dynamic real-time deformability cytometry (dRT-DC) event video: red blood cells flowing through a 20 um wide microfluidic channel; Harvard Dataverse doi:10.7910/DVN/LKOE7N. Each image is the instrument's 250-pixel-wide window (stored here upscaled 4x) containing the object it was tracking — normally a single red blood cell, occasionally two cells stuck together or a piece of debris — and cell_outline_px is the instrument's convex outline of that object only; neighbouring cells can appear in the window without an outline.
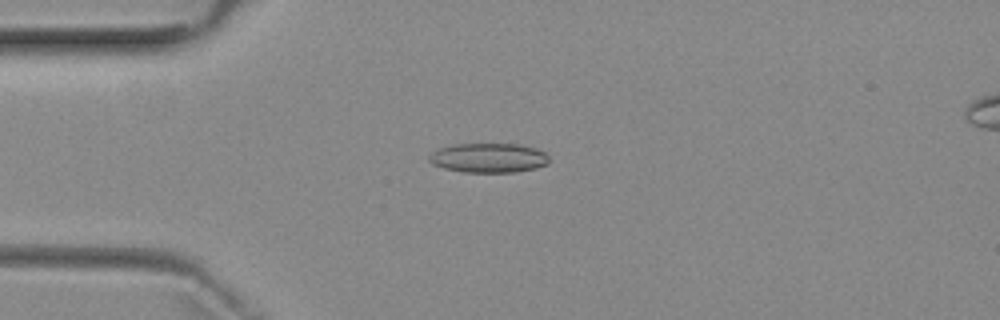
{"species": "common noctule bat (a hibernating species)", "species_latin": "Nyctalus noctula", "temperature_condition": "room temperature", "stored_images_in_passage": 5, "camera_frame_rate_fps": 3000, "um_per_image_px": 0.085, "animal": {"sex": "female", "body_mass_g": 29.2, "forearm_length_mm": 56.3}, "frame": {"image": 1, "passage_image": 1, "time_ms": 0.0, "image_size_px": [1000, 320], "cell_outline_px": [[548, 164], [536, 168], [512, 172], [464, 172], [444, 168], [432, 164], [428, 160], [428, 156], [432, 152], [440, 148], [452, 144], [520, 144], [536, 148], [544, 152], [548, 156]], "centroid_in_image_um": [41.52, 13.41], "position_along_channel_um": 43.5, "area_um2": 20.63}}
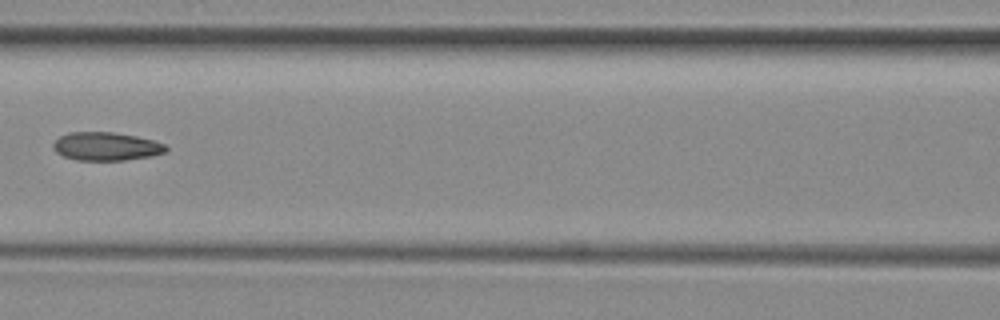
{"frame": {"image": 2, "passage_image": 4, "time_ms": 3.333, "image_size_px": [1000, 320], "cell_outline_px": [[168, 152], [152, 156], [124, 160], [76, 160], [64, 156], [56, 152], [52, 148], [52, 144], [60, 136], [68, 132], [112, 132], [136, 136], [152, 140], [164, 144], [168, 148]], "centroid_in_image_um": [9.02, 12.44], "position_along_channel_um": 157.6, "area_um2": 18.67}}
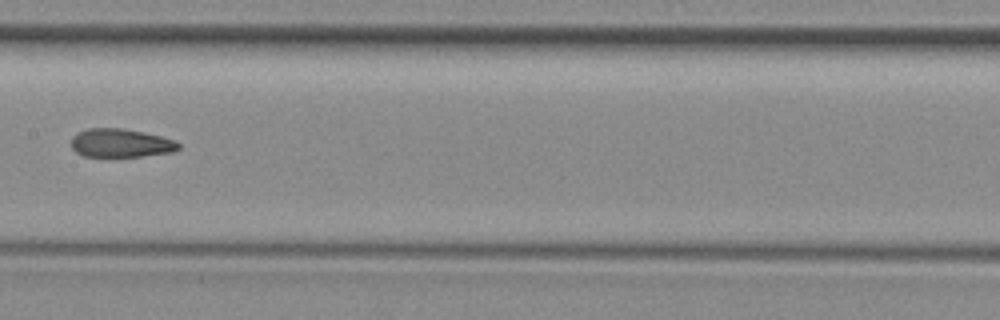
{"frame": {"image": 3, "passage_image": 5, "time_ms": 4.333, "image_size_px": [1000, 320], "cell_outline_px": [[180, 148], [172, 152], [144, 156], [84, 156], [76, 152], [72, 148], [72, 136], [88, 128], [124, 128], [144, 132], [176, 140], [180, 144]], "centroid_in_image_um": [10.29, 12.15], "position_along_channel_um": 197.1, "area_um2": 17.8}}